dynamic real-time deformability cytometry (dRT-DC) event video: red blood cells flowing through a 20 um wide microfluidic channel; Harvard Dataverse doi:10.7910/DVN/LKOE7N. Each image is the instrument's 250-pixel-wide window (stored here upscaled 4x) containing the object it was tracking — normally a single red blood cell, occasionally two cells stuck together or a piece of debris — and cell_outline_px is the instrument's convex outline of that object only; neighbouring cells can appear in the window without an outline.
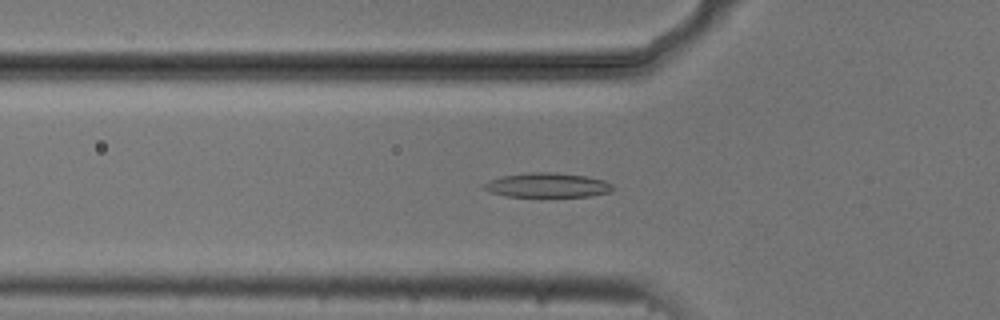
{"species": "common noctule bat (a hibernating species)", "species_latin": "Nyctalus noctula", "temperature_condition": "cold", "stored_images_in_passage": 52, "camera_frame_rate_fps": 3000, "um_per_image_px": 0.085, "animal": {"sex": "male", "body_mass_g": 20.5, "forearm_length_mm": 52.5}, "frame": {"image": 1, "passage_image": 16, "time_ms": 5.0, "image_size_px": [1000, 320], "cell_outline_px": [[616, 188], [612, 192], [592, 196], [504, 196], [492, 192], [484, 188], [480, 184], [488, 180], [504, 176], [528, 172], [552, 172], [584, 176], [604, 180], [612, 184]], "centroid_in_image_um": [46.55, 15.74], "position_along_channel_um": 79.3, "area_um2": 18.38}}
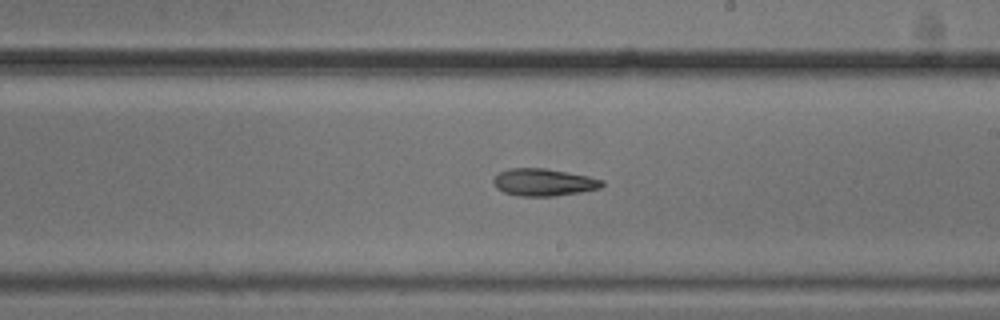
{"frame": {"image": 2, "passage_image": 29, "time_ms": 9.333, "image_size_px": [1000, 320], "cell_outline_px": [[604, 184], [600, 188], [580, 192], [556, 196], [516, 196], [504, 192], [496, 188], [492, 184], [492, 180], [500, 172], [508, 168], [544, 168], [588, 176], [604, 180]], "centroid_in_image_um": [46.18, 15.5], "position_along_channel_um": 242.8, "area_um2": 17.34}}
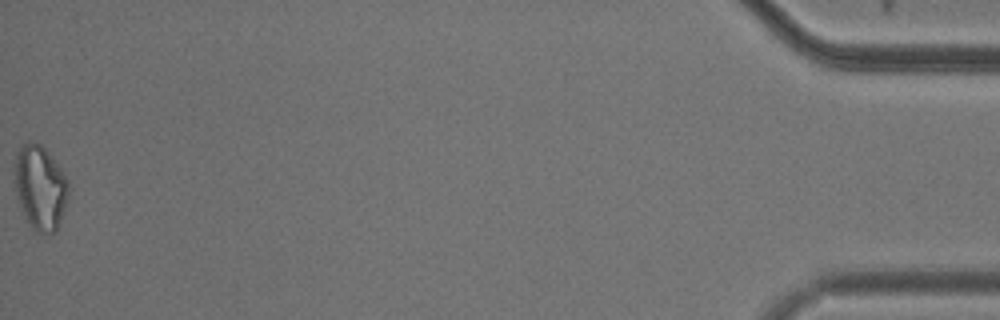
{"frame": {"image": 3, "passage_image": 52, "time_ms": 17.0, "image_size_px": [1000, 320], "cell_outline_px": [[72, 188], [68, 200], [56, 232], [36, 232], [32, 228], [24, 216], [20, 208], [16, 192], [12, 172], [16, 152], [28, 140], [40, 144], [52, 156], [68, 180]], "centroid_in_image_um": [3.42, 15.92], "position_along_channel_um": 431.8, "area_um2": 27.11}, "authors_computed_cell_mechanics": {"area_um2": 18.6116, "velocity_mm_per_s": 3.7545, "shape_relaxation_time_tau1_ms": 3.9914, "shape_relaxation_time_tau2_ms": 4.1276, "deformation_change_tau1": 0.1147, "deformation_change_tau2": 0.1102}}